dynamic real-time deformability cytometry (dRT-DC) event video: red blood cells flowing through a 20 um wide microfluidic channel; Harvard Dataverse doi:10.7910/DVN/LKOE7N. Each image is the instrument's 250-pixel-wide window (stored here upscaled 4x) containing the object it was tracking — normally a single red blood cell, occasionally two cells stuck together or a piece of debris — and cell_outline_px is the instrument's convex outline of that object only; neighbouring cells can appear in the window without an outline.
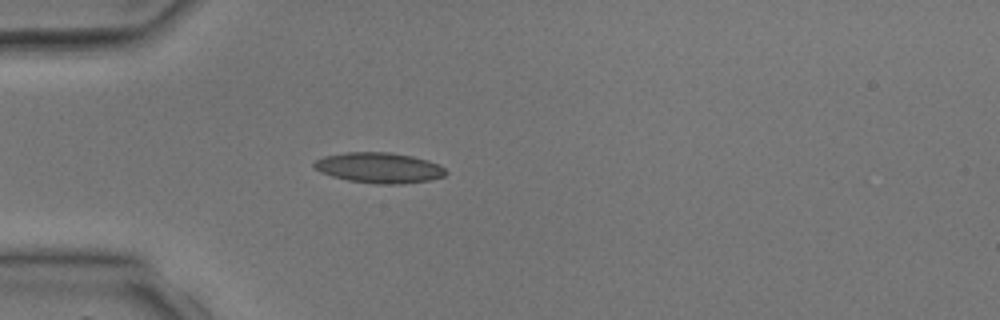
{"species": "common noctule bat (a hibernating species)", "species_latin": "Nyctalus noctula", "temperature_condition": "room temperature", "stored_images_in_passage": 1, "camera_frame_rate_fps": 3000, "um_per_image_px": 0.085, "animal": {"sex": "male", "body_mass_g": 17.9, "forearm_length_mm": 54.2}, "frame": {"image": 1, "passage_image": 1, "time_ms": 0.0, "image_size_px": [1000, 320], "cell_outline_px": [[448, 172], [444, 176], [428, 180], [400, 184], [372, 184], [348, 180], [332, 176], [320, 172], [312, 168], [312, 164], [316, 160], [324, 156], [344, 152], [392, 152], [412, 156], [428, 160], [440, 164]], "centroid_in_image_um": [32.2, 14.25], "position_along_channel_um": 52.8, "area_um2": 23.64}}